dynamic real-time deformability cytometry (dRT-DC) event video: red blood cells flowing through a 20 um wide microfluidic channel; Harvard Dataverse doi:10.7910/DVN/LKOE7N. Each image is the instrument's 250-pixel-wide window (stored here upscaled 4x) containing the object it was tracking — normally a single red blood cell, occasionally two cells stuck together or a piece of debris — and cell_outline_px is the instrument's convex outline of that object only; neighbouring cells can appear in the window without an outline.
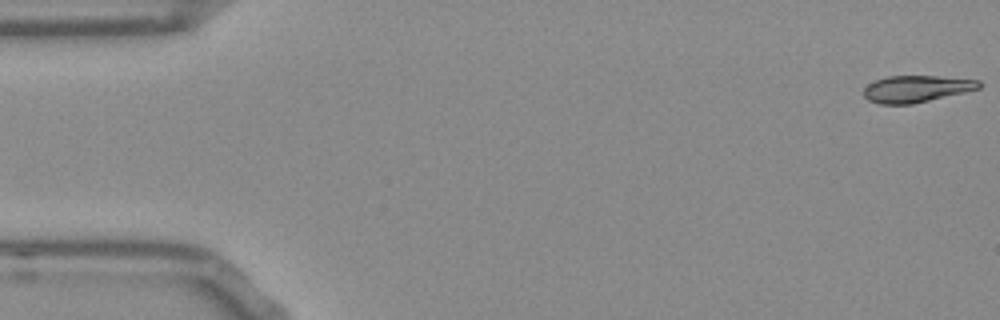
{"species": "Egyptian fruit bat (a non-hibernating species)", "species_latin": "Rousettus aegyptiacus", "temperature_condition": "room temperature", "stored_images_in_passage": 53, "camera_frame_rate_fps": 3000, "um_per_image_px": 0.085, "frame": {"image": 1, "passage_image": 1, "time_ms": 0.0, "image_size_px": [1000, 320], "cell_outline_px": [[980, 88], [964, 92], [912, 104], [880, 104], [868, 100], [864, 96], [864, 88], [868, 84], [876, 80], [888, 76], [936, 76], [980, 80]], "centroid_in_image_um": [77.87, 7.55], "position_along_channel_um": 7.1, "area_um2": 17.8}}
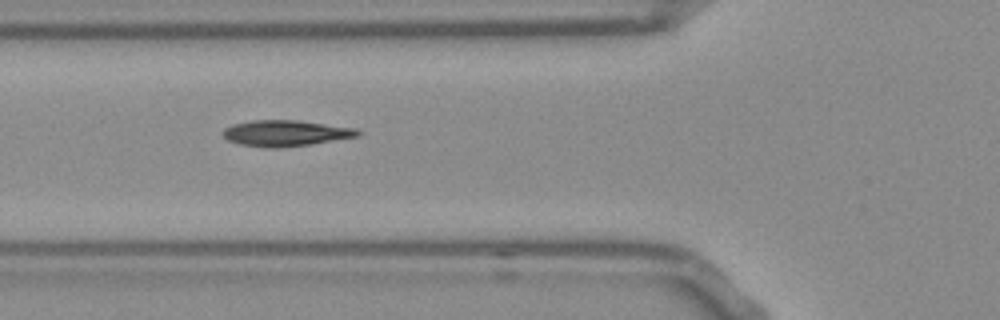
{"frame": {"image": 2, "passage_image": 19, "time_ms": 6.0, "image_size_px": [1000, 320], "cell_outline_px": [[364, 132], [360, 136], [308, 144], [240, 144], [228, 140], [224, 136], [224, 128], [232, 124], [252, 120], [300, 120], [356, 128]], "centroid_in_image_um": [24.38, 11.25], "position_along_channel_um": 101.4, "area_um2": 19.31}}
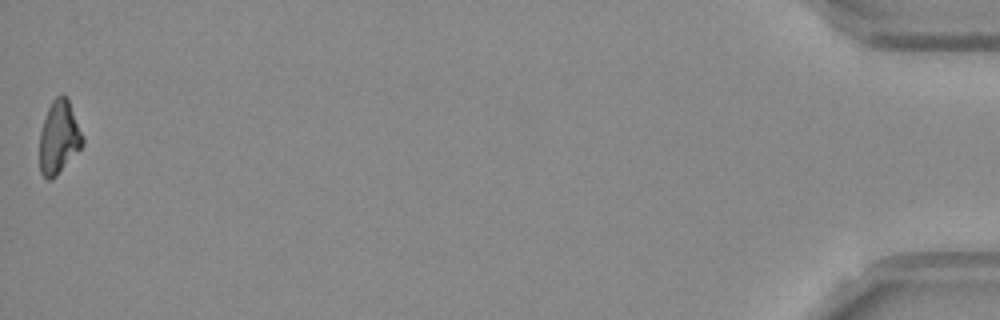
{"frame": {"image": 3, "passage_image": 53, "time_ms": 17.333, "image_size_px": [1000, 320], "cell_outline_px": [[84, 144], [56, 176], [52, 180], [48, 180], [40, 172], [40, 132], [48, 108], [52, 100], [60, 92], [68, 100], [84, 136]], "centroid_in_image_um": [5.01, 11.68], "position_along_channel_um": 430.2, "area_um2": 18.21}, "authors_computed_cell_mechanics": {"area_um2": 19.1318, "velocity_mm_per_s": 3.8028, "shape_relaxation_time_tau1_ms": 5.2785, "shape_relaxation_time_tau2_ms": 3.5489, "deformation_change_tau1": 0.1706, "deformation_change_tau2": 0.1041}}